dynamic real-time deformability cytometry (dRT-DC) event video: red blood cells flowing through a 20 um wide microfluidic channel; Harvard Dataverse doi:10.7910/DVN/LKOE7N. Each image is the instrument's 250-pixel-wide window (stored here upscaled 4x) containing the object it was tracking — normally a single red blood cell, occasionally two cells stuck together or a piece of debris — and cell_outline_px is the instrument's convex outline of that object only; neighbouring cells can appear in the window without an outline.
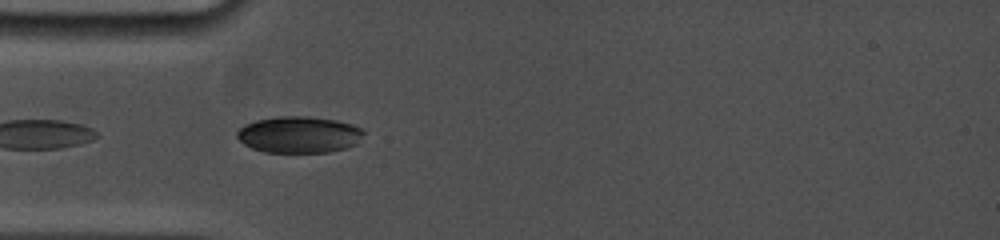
{"species": "common noctule bat (a hibernating species)", "species_latin": "Nyctalus noctula", "temperature_condition": "cold", "stored_images_in_passage": 5, "camera_frame_rate_fps": 5000, "um_per_image_px": 0.085, "animal": {"sex": "female", "body_mass_g": 19.0, "forearm_length_mm": 53.3}, "frame": {"image": 1, "passage_image": 1, "time_ms": 0.0, "image_size_px": [1000, 240], "cell_outline_px": [[364, 132], [356, 144], [348, 148], [328, 152], [264, 152], [252, 148], [244, 144], [236, 136], [236, 132], [240, 128], [256, 120], [276, 116], [308, 116], [336, 120], [352, 124], [360, 128]], "centroid_in_image_um": [25.42, 11.44], "position_along_channel_um": 59.6, "area_um2": 26.93}}